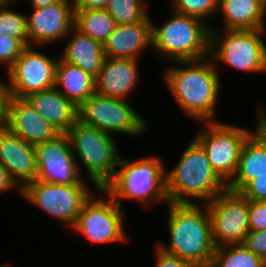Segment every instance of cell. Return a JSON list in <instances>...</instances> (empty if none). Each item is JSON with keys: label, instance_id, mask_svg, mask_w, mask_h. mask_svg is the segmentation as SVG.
<instances>
[{"label": "cell", "instance_id": "1", "mask_svg": "<svg viewBox=\"0 0 266 267\" xmlns=\"http://www.w3.org/2000/svg\"><path fill=\"white\" fill-rule=\"evenodd\" d=\"M169 64L163 81L183 114L198 123L217 121L216 104L222 91L218 64L210 56Z\"/></svg>", "mask_w": 266, "mask_h": 267}, {"label": "cell", "instance_id": "2", "mask_svg": "<svg viewBox=\"0 0 266 267\" xmlns=\"http://www.w3.org/2000/svg\"><path fill=\"white\" fill-rule=\"evenodd\" d=\"M166 207L169 244L157 246L193 266L211 265L216 247L206 204L169 202Z\"/></svg>", "mask_w": 266, "mask_h": 267}, {"label": "cell", "instance_id": "3", "mask_svg": "<svg viewBox=\"0 0 266 267\" xmlns=\"http://www.w3.org/2000/svg\"><path fill=\"white\" fill-rule=\"evenodd\" d=\"M179 158L176 165L166 171L169 202L206 204L227 189L194 138Z\"/></svg>", "mask_w": 266, "mask_h": 267}, {"label": "cell", "instance_id": "4", "mask_svg": "<svg viewBox=\"0 0 266 267\" xmlns=\"http://www.w3.org/2000/svg\"><path fill=\"white\" fill-rule=\"evenodd\" d=\"M166 170L162 158L154 154L133 161L120 155L114 177L103 189L121 208L122 200H134L141 207L167 205Z\"/></svg>", "mask_w": 266, "mask_h": 267}, {"label": "cell", "instance_id": "5", "mask_svg": "<svg viewBox=\"0 0 266 267\" xmlns=\"http://www.w3.org/2000/svg\"><path fill=\"white\" fill-rule=\"evenodd\" d=\"M152 22V49L167 62L199 60L210 55V26L173 10L162 26ZM157 53V54H156Z\"/></svg>", "mask_w": 266, "mask_h": 267}, {"label": "cell", "instance_id": "6", "mask_svg": "<svg viewBox=\"0 0 266 267\" xmlns=\"http://www.w3.org/2000/svg\"><path fill=\"white\" fill-rule=\"evenodd\" d=\"M66 134L81 175L85 169L95 191L103 188L114 177L120 157L114 136L79 120Z\"/></svg>", "mask_w": 266, "mask_h": 267}, {"label": "cell", "instance_id": "7", "mask_svg": "<svg viewBox=\"0 0 266 267\" xmlns=\"http://www.w3.org/2000/svg\"><path fill=\"white\" fill-rule=\"evenodd\" d=\"M260 102L256 109L255 129H245L244 126L232 125L220 120L200 122L202 125L199 126L197 133L195 132L196 135L193 138L202 146L212 169L226 184L236 174L245 141L266 120V107L262 104L264 102Z\"/></svg>", "mask_w": 266, "mask_h": 267}, {"label": "cell", "instance_id": "8", "mask_svg": "<svg viewBox=\"0 0 266 267\" xmlns=\"http://www.w3.org/2000/svg\"><path fill=\"white\" fill-rule=\"evenodd\" d=\"M266 29L210 30V58L248 74L266 73Z\"/></svg>", "mask_w": 266, "mask_h": 267}, {"label": "cell", "instance_id": "9", "mask_svg": "<svg viewBox=\"0 0 266 267\" xmlns=\"http://www.w3.org/2000/svg\"><path fill=\"white\" fill-rule=\"evenodd\" d=\"M96 192L99 196L94 192L83 204L72 228L73 233L75 231L76 234L83 235V238L93 244H128L130 239L124 224L127 210L121 208L103 188Z\"/></svg>", "mask_w": 266, "mask_h": 267}, {"label": "cell", "instance_id": "10", "mask_svg": "<svg viewBox=\"0 0 266 267\" xmlns=\"http://www.w3.org/2000/svg\"><path fill=\"white\" fill-rule=\"evenodd\" d=\"M130 102L95 92L78 107V120L110 135H144L149 127L148 122Z\"/></svg>", "mask_w": 266, "mask_h": 267}, {"label": "cell", "instance_id": "11", "mask_svg": "<svg viewBox=\"0 0 266 267\" xmlns=\"http://www.w3.org/2000/svg\"><path fill=\"white\" fill-rule=\"evenodd\" d=\"M94 192L89 185H62L33 180L22 187L21 197L45 212L49 218L72 230L83 204Z\"/></svg>", "mask_w": 266, "mask_h": 267}, {"label": "cell", "instance_id": "12", "mask_svg": "<svg viewBox=\"0 0 266 267\" xmlns=\"http://www.w3.org/2000/svg\"><path fill=\"white\" fill-rule=\"evenodd\" d=\"M215 247L243 244L249 228L248 199L226 189L206 203Z\"/></svg>", "mask_w": 266, "mask_h": 267}, {"label": "cell", "instance_id": "13", "mask_svg": "<svg viewBox=\"0 0 266 267\" xmlns=\"http://www.w3.org/2000/svg\"><path fill=\"white\" fill-rule=\"evenodd\" d=\"M26 46L8 70L10 93L13 97L24 98L30 93L55 86L58 58Z\"/></svg>", "mask_w": 266, "mask_h": 267}, {"label": "cell", "instance_id": "14", "mask_svg": "<svg viewBox=\"0 0 266 267\" xmlns=\"http://www.w3.org/2000/svg\"><path fill=\"white\" fill-rule=\"evenodd\" d=\"M35 150L38 167L36 180L62 185H88L78 169L66 133L35 145Z\"/></svg>", "mask_w": 266, "mask_h": 267}, {"label": "cell", "instance_id": "15", "mask_svg": "<svg viewBox=\"0 0 266 267\" xmlns=\"http://www.w3.org/2000/svg\"><path fill=\"white\" fill-rule=\"evenodd\" d=\"M74 9L70 0H62L43 8H32V14L26 15L29 46L65 41L74 27Z\"/></svg>", "mask_w": 266, "mask_h": 267}, {"label": "cell", "instance_id": "16", "mask_svg": "<svg viewBox=\"0 0 266 267\" xmlns=\"http://www.w3.org/2000/svg\"><path fill=\"white\" fill-rule=\"evenodd\" d=\"M2 125L34 146L55 139L61 134L25 98L13 96L10 97L7 115Z\"/></svg>", "mask_w": 266, "mask_h": 267}, {"label": "cell", "instance_id": "17", "mask_svg": "<svg viewBox=\"0 0 266 267\" xmlns=\"http://www.w3.org/2000/svg\"><path fill=\"white\" fill-rule=\"evenodd\" d=\"M139 60L106 57L95 79V92L101 96L130 99L140 81Z\"/></svg>", "mask_w": 266, "mask_h": 267}, {"label": "cell", "instance_id": "18", "mask_svg": "<svg viewBox=\"0 0 266 267\" xmlns=\"http://www.w3.org/2000/svg\"><path fill=\"white\" fill-rule=\"evenodd\" d=\"M0 163L21 187L37 178L35 146L11 133L3 125L0 127Z\"/></svg>", "mask_w": 266, "mask_h": 267}, {"label": "cell", "instance_id": "19", "mask_svg": "<svg viewBox=\"0 0 266 267\" xmlns=\"http://www.w3.org/2000/svg\"><path fill=\"white\" fill-rule=\"evenodd\" d=\"M150 13L139 23L116 25L115 30L103 43L108 58L138 59L144 50L152 49V18ZM141 53V55H140Z\"/></svg>", "mask_w": 266, "mask_h": 267}, {"label": "cell", "instance_id": "20", "mask_svg": "<svg viewBox=\"0 0 266 267\" xmlns=\"http://www.w3.org/2000/svg\"><path fill=\"white\" fill-rule=\"evenodd\" d=\"M266 173V120L247 138L235 176L227 189L240 192L251 180Z\"/></svg>", "mask_w": 266, "mask_h": 267}, {"label": "cell", "instance_id": "21", "mask_svg": "<svg viewBox=\"0 0 266 267\" xmlns=\"http://www.w3.org/2000/svg\"><path fill=\"white\" fill-rule=\"evenodd\" d=\"M219 14L223 25H211L210 29H266V0H219Z\"/></svg>", "mask_w": 266, "mask_h": 267}, {"label": "cell", "instance_id": "22", "mask_svg": "<svg viewBox=\"0 0 266 267\" xmlns=\"http://www.w3.org/2000/svg\"><path fill=\"white\" fill-rule=\"evenodd\" d=\"M48 122L66 133L78 120V107L55 87L24 97Z\"/></svg>", "mask_w": 266, "mask_h": 267}, {"label": "cell", "instance_id": "23", "mask_svg": "<svg viewBox=\"0 0 266 267\" xmlns=\"http://www.w3.org/2000/svg\"><path fill=\"white\" fill-rule=\"evenodd\" d=\"M59 58L64 62L81 67L94 79L101 71L105 54L103 45L73 27L67 37ZM69 40V41H68Z\"/></svg>", "mask_w": 266, "mask_h": 267}, {"label": "cell", "instance_id": "24", "mask_svg": "<svg viewBox=\"0 0 266 267\" xmlns=\"http://www.w3.org/2000/svg\"><path fill=\"white\" fill-rule=\"evenodd\" d=\"M58 57L55 88L79 107L95 93V79L81 67L64 62Z\"/></svg>", "mask_w": 266, "mask_h": 267}, {"label": "cell", "instance_id": "25", "mask_svg": "<svg viewBox=\"0 0 266 267\" xmlns=\"http://www.w3.org/2000/svg\"><path fill=\"white\" fill-rule=\"evenodd\" d=\"M116 25L114 18L105 9H74V27L102 45Z\"/></svg>", "mask_w": 266, "mask_h": 267}, {"label": "cell", "instance_id": "26", "mask_svg": "<svg viewBox=\"0 0 266 267\" xmlns=\"http://www.w3.org/2000/svg\"><path fill=\"white\" fill-rule=\"evenodd\" d=\"M212 267H263V259L244 244H228L215 248Z\"/></svg>", "mask_w": 266, "mask_h": 267}, {"label": "cell", "instance_id": "27", "mask_svg": "<svg viewBox=\"0 0 266 267\" xmlns=\"http://www.w3.org/2000/svg\"><path fill=\"white\" fill-rule=\"evenodd\" d=\"M147 0H108L105 10L117 25L141 22L148 14Z\"/></svg>", "mask_w": 266, "mask_h": 267}, {"label": "cell", "instance_id": "28", "mask_svg": "<svg viewBox=\"0 0 266 267\" xmlns=\"http://www.w3.org/2000/svg\"><path fill=\"white\" fill-rule=\"evenodd\" d=\"M10 3H0V33L19 39L29 46L28 24L25 13H19Z\"/></svg>", "mask_w": 266, "mask_h": 267}, {"label": "cell", "instance_id": "29", "mask_svg": "<svg viewBox=\"0 0 266 267\" xmlns=\"http://www.w3.org/2000/svg\"><path fill=\"white\" fill-rule=\"evenodd\" d=\"M169 7L171 10L199 18L206 22L209 26V18L213 19V16H217L219 0H170ZM206 20V21H205Z\"/></svg>", "mask_w": 266, "mask_h": 267}, {"label": "cell", "instance_id": "30", "mask_svg": "<svg viewBox=\"0 0 266 267\" xmlns=\"http://www.w3.org/2000/svg\"><path fill=\"white\" fill-rule=\"evenodd\" d=\"M25 47L19 39L0 33V65L8 71Z\"/></svg>", "mask_w": 266, "mask_h": 267}, {"label": "cell", "instance_id": "31", "mask_svg": "<svg viewBox=\"0 0 266 267\" xmlns=\"http://www.w3.org/2000/svg\"><path fill=\"white\" fill-rule=\"evenodd\" d=\"M250 230L266 229V201L248 200Z\"/></svg>", "mask_w": 266, "mask_h": 267}, {"label": "cell", "instance_id": "32", "mask_svg": "<svg viewBox=\"0 0 266 267\" xmlns=\"http://www.w3.org/2000/svg\"><path fill=\"white\" fill-rule=\"evenodd\" d=\"M240 193L248 200L266 201V173L251 180Z\"/></svg>", "mask_w": 266, "mask_h": 267}, {"label": "cell", "instance_id": "33", "mask_svg": "<svg viewBox=\"0 0 266 267\" xmlns=\"http://www.w3.org/2000/svg\"><path fill=\"white\" fill-rule=\"evenodd\" d=\"M243 244L264 260L266 258V229L250 230Z\"/></svg>", "mask_w": 266, "mask_h": 267}, {"label": "cell", "instance_id": "34", "mask_svg": "<svg viewBox=\"0 0 266 267\" xmlns=\"http://www.w3.org/2000/svg\"><path fill=\"white\" fill-rule=\"evenodd\" d=\"M154 267H193L189 262L182 260L176 255L167 253L157 245L155 246Z\"/></svg>", "mask_w": 266, "mask_h": 267}, {"label": "cell", "instance_id": "35", "mask_svg": "<svg viewBox=\"0 0 266 267\" xmlns=\"http://www.w3.org/2000/svg\"><path fill=\"white\" fill-rule=\"evenodd\" d=\"M1 74V73H0ZM5 81L2 80L0 75V121L3 123L5 121L9 100L11 97L9 81H8V71L5 70ZM7 78V80H6Z\"/></svg>", "mask_w": 266, "mask_h": 267}, {"label": "cell", "instance_id": "36", "mask_svg": "<svg viewBox=\"0 0 266 267\" xmlns=\"http://www.w3.org/2000/svg\"><path fill=\"white\" fill-rule=\"evenodd\" d=\"M17 190L22 195V187L10 175L4 165L0 163V194Z\"/></svg>", "mask_w": 266, "mask_h": 267}, {"label": "cell", "instance_id": "37", "mask_svg": "<svg viewBox=\"0 0 266 267\" xmlns=\"http://www.w3.org/2000/svg\"><path fill=\"white\" fill-rule=\"evenodd\" d=\"M108 0H77L74 3L75 9H105Z\"/></svg>", "mask_w": 266, "mask_h": 267}, {"label": "cell", "instance_id": "38", "mask_svg": "<svg viewBox=\"0 0 266 267\" xmlns=\"http://www.w3.org/2000/svg\"><path fill=\"white\" fill-rule=\"evenodd\" d=\"M62 0H31V8H43L49 5H53Z\"/></svg>", "mask_w": 266, "mask_h": 267}, {"label": "cell", "instance_id": "39", "mask_svg": "<svg viewBox=\"0 0 266 267\" xmlns=\"http://www.w3.org/2000/svg\"><path fill=\"white\" fill-rule=\"evenodd\" d=\"M19 1H21V0H19ZM19 1L18 0H0V3H10L13 5L15 2H19Z\"/></svg>", "mask_w": 266, "mask_h": 267}, {"label": "cell", "instance_id": "40", "mask_svg": "<svg viewBox=\"0 0 266 267\" xmlns=\"http://www.w3.org/2000/svg\"><path fill=\"white\" fill-rule=\"evenodd\" d=\"M0 267H12V266H11L10 263L9 264L8 263H5V265L4 264H1Z\"/></svg>", "mask_w": 266, "mask_h": 267}, {"label": "cell", "instance_id": "41", "mask_svg": "<svg viewBox=\"0 0 266 267\" xmlns=\"http://www.w3.org/2000/svg\"><path fill=\"white\" fill-rule=\"evenodd\" d=\"M263 267H266V258L263 260Z\"/></svg>", "mask_w": 266, "mask_h": 267}, {"label": "cell", "instance_id": "42", "mask_svg": "<svg viewBox=\"0 0 266 267\" xmlns=\"http://www.w3.org/2000/svg\"><path fill=\"white\" fill-rule=\"evenodd\" d=\"M193 267H212L211 265H206V266H193Z\"/></svg>", "mask_w": 266, "mask_h": 267}, {"label": "cell", "instance_id": "43", "mask_svg": "<svg viewBox=\"0 0 266 267\" xmlns=\"http://www.w3.org/2000/svg\"><path fill=\"white\" fill-rule=\"evenodd\" d=\"M73 4L77 1V0H70Z\"/></svg>", "mask_w": 266, "mask_h": 267}]
</instances>
